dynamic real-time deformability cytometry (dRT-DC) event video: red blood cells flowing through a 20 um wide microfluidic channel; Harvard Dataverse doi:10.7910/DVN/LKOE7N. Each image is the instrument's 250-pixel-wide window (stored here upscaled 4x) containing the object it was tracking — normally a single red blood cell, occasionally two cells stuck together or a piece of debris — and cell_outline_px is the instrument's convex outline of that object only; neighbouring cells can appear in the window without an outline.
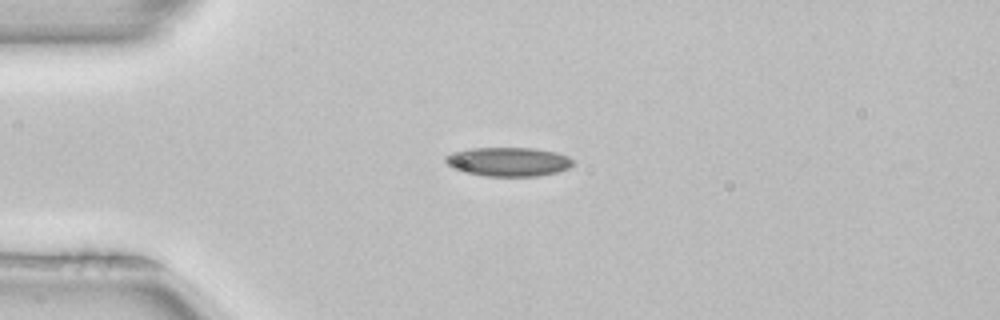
{"species": "common noctule bat (a hibernating species)", "species_latin": "Nyctalus noctula", "temperature_condition": "room temperature", "stored_images_in_passage": 2, "camera_frame_rate_fps": 3000, "um_per_image_px": 0.085, "animal": {"sex": "female", "body_mass_g": 22.7, "forearm_length_mm": 54.2}, "frame": {"image": 1, "passage_image": 1, "time_ms": 0.0, "image_size_px": [1000, 320], "cell_outline_px": [[576, 164], [568, 168], [556, 172], [536, 176], [484, 176], [452, 168], [444, 160], [444, 156], [452, 152], [468, 148], [536, 148], [556, 152], [568, 156], [576, 160]], "centroid_in_image_um": [43.24, 13.73], "position_along_channel_um": 41.8, "area_um2": 21.73}}